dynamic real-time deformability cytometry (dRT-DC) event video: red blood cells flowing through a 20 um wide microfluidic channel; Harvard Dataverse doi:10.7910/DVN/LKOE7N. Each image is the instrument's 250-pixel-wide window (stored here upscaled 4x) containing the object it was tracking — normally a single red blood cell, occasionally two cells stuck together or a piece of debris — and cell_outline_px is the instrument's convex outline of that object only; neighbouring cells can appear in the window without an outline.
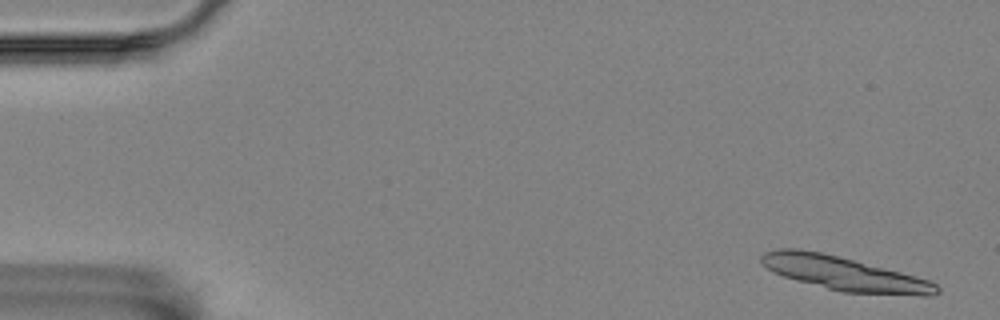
{"species": "Egyptian fruit bat (a non-hibernating species)", "species_latin": "Rousettus aegyptiacus", "temperature_condition": "room temperature", "stored_images_in_passage": 14, "camera_frame_rate_fps": 3000, "um_per_image_px": 0.085, "animal": {"sex": "female"}, "frame": {"image": 1, "passage_image": 1, "time_ms": 0.0, "image_size_px": [1000, 320], "cell_outline_px": [[940, 292], [932, 296], [920, 296], [844, 292], [796, 280], [772, 272], [760, 260], [760, 256], [764, 252], [776, 248], [800, 248], [820, 252], [916, 276], [928, 280], [936, 284], [940, 288]], "centroid_in_image_um": [71.76, 23.26], "position_along_channel_um": 13.2, "area_um2": 34.28}}